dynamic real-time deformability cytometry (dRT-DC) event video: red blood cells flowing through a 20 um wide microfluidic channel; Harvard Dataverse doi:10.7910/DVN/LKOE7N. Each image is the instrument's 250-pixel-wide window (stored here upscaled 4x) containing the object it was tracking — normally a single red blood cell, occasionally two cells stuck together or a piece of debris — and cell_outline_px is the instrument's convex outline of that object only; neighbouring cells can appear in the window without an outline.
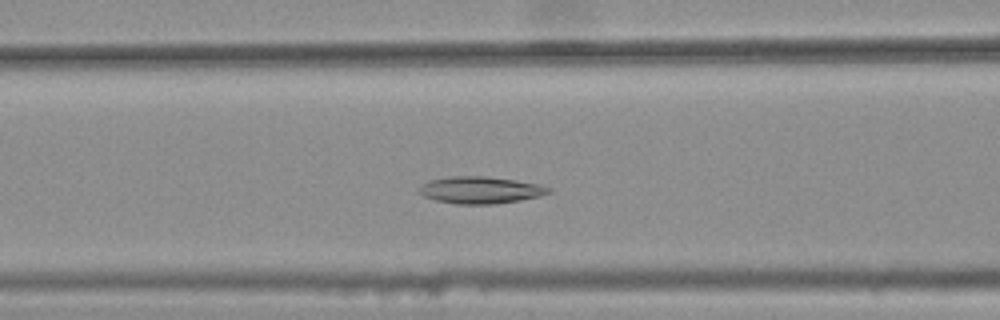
{"species": "common noctule bat (a hibernating species)", "species_latin": "Nyctalus noctula", "temperature_condition": "warm", "stored_images_in_passage": 42, "camera_frame_rate_fps": 3000, "um_per_image_px": 0.085, "animal": {"sex": "female", "body_mass_g": 25.1}, "frame": {"image": 1, "passage_image": 19, "time_ms": 6.0, "image_size_px": [1000, 320], "cell_outline_px": [[552, 192], [540, 196], [520, 200], [496, 204], [456, 204], [436, 200], [424, 196], [420, 192], [420, 188], [424, 184], [432, 180], [452, 176], [488, 176], [516, 180], [536, 184], [552, 188]], "centroid_in_image_um": [40.89, 16.16], "position_along_channel_um": 125.7, "area_um2": 20.17}}
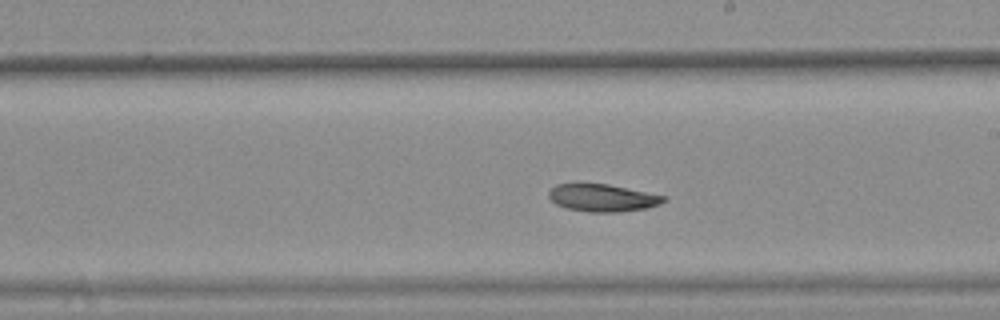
{"frame": {"image": 2, "passage_image": 28, "time_ms": 9.0, "image_size_px": [1000, 320], "cell_outline_px": [[668, 200], [660, 204], [648, 208], [620, 212], [588, 212], [568, 208], [556, 204], [548, 196], [548, 192], [556, 184], [608, 184], [668, 196]], "centroid_in_image_um": [51.28, 16.82], "position_along_channel_um": 237.7, "area_um2": 18.44}}
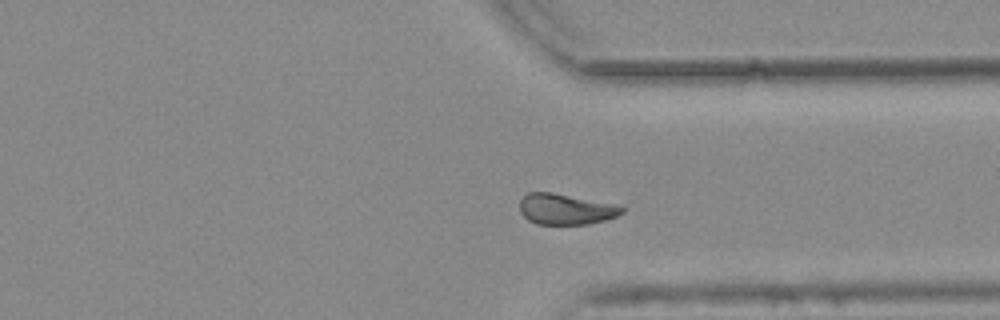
{"frame": {"image": 3, "passage_image": 38, "time_ms": 12.333, "image_size_px": [1000, 320], "cell_outline_px": [[624, 212], [616, 216], [604, 220], [588, 224], [536, 224], [528, 220], [520, 212], [520, 200], [528, 192], [552, 192], [616, 204], [624, 208]], "centroid_in_image_um": [48.08, 17.77], "position_along_channel_um": 363.3, "area_um2": 18.32}}